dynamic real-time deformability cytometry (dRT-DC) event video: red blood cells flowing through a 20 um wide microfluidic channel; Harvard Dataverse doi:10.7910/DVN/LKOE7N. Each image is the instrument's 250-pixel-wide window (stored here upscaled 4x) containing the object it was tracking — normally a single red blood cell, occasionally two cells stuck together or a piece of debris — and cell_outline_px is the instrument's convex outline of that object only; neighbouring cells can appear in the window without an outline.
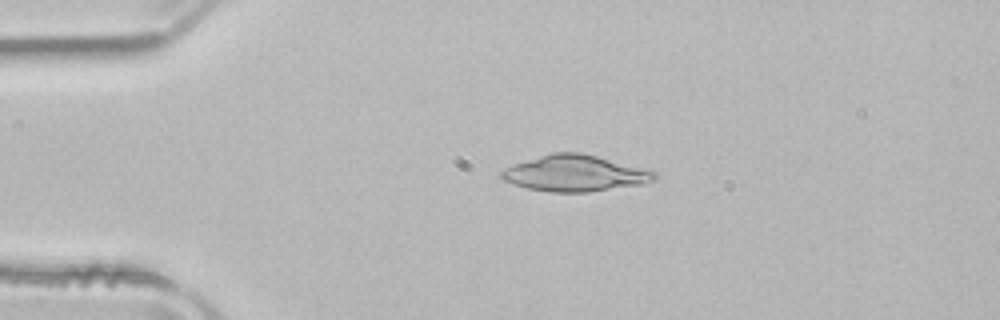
{"species": "common noctule bat (a hibernating species)", "species_latin": "Nyctalus noctula", "temperature_condition": "room temperature", "stored_images_in_passage": 3, "camera_frame_rate_fps": 3000, "um_per_image_px": 0.085, "animal": {"sex": "male", "body_mass_g": 21.5, "forearm_length_mm": 52.0}, "frame": {"image": 1, "passage_image": 2, "time_ms": 0.333, "image_size_px": [1000, 320], "cell_outline_px": [[660, 176], [656, 180], [640, 184], [588, 192], [552, 192], [528, 188], [504, 180], [500, 176], [500, 172], [504, 168], [512, 164], [552, 152], [580, 152], [596, 156], [656, 172]], "centroid_in_image_um": [48.85, 14.73], "position_along_channel_um": 36.1, "area_um2": 31.91}}